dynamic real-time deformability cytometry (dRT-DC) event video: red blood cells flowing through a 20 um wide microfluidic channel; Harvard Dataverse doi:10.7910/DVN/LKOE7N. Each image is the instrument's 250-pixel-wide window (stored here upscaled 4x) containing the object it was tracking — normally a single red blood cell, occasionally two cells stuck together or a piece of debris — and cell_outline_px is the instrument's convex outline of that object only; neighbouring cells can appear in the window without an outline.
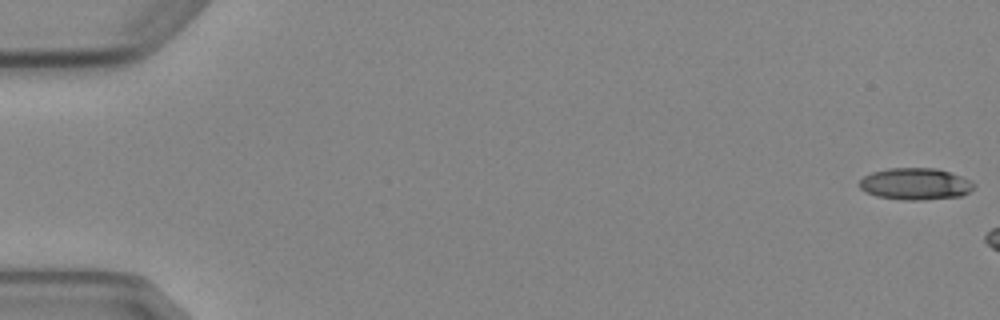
{"species": "Egyptian fruit bat (a non-hibernating species)", "species_latin": "Rousettus aegyptiacus", "temperature_condition": "cold", "stored_images_in_passage": 3, "camera_frame_rate_fps": 3000, "um_per_image_px": 0.085, "animal": {"sex": "female"}, "frame": {"image": 1, "passage_image": 1, "time_ms": 0.0, "image_size_px": [1000, 320], "cell_outline_px": [[976, 184], [968, 192], [960, 196], [920, 200], [904, 200], [876, 196], [864, 192], [860, 188], [860, 180], [864, 176], [872, 172], [888, 168], [936, 168], [972, 180]], "centroid_in_image_um": [77.79, 15.63], "position_along_channel_um": 7.2, "area_um2": 21.15}}